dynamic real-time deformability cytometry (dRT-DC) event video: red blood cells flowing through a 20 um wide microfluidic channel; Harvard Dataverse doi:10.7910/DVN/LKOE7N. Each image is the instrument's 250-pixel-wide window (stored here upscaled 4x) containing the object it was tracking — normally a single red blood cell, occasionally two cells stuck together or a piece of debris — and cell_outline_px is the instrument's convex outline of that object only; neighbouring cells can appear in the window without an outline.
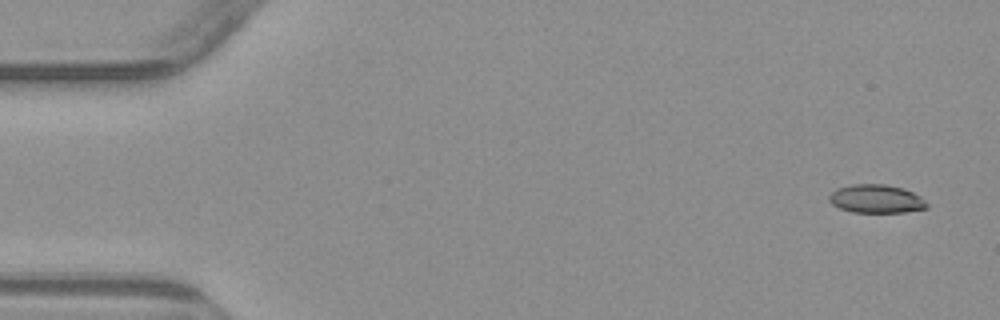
{"species": "common noctule bat (a hibernating species)", "species_latin": "Nyctalus noctula", "temperature_condition": "warm", "stored_images_in_passage": 6, "camera_frame_rate_fps": 3000, "um_per_image_px": 0.085, "animal": {"sex": "male", "body_mass_g": 23.1, "forearm_length_mm": 52.7}, "frame": {"image": 1, "passage_image": 1, "time_ms": 0.0, "image_size_px": [1000, 320], "cell_outline_px": [[928, 208], [904, 212], [852, 212], [840, 208], [832, 204], [828, 200], [828, 196], [836, 188], [852, 184], [884, 184], [904, 188], [920, 196], [928, 204]], "centroid_in_image_um": [74.47, 16.9], "position_along_channel_um": 10.5, "area_um2": 16.24}}
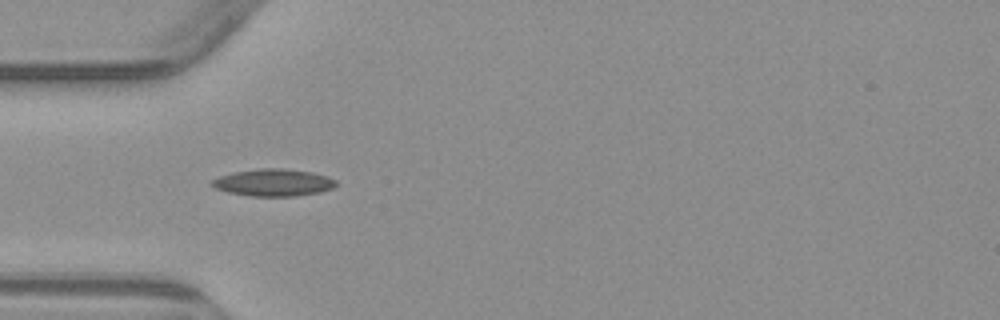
{"frame": {"image": 2, "passage_image": 5, "time_ms": 4.667, "image_size_px": [1000, 320], "cell_outline_px": [[336, 184], [332, 188], [320, 192], [296, 196], [252, 196], [228, 192], [216, 188], [212, 184], [212, 180], [220, 176], [232, 172], [260, 168], [284, 168], [312, 172], [328, 176], [336, 180]], "centroid_in_image_um": [23.27, 15.51], "position_along_channel_um": 61.7, "area_um2": 19.59}}
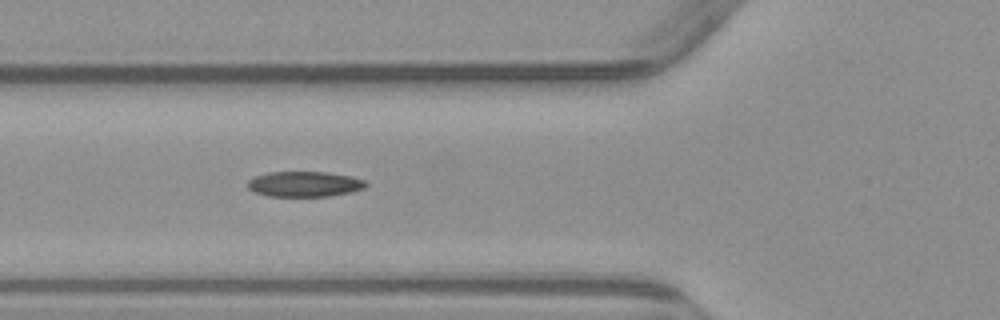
{"frame": {"image": 3, "passage_image": 6, "time_ms": 5.667, "image_size_px": [1000, 320], "cell_outline_px": [[368, 184], [364, 188], [352, 192], [328, 196], [268, 196], [252, 192], [248, 188], [248, 180], [256, 176], [268, 172], [328, 172], [352, 176], [364, 180]], "centroid_in_image_um": [25.88, 15.64], "position_along_channel_um": 99.9, "area_um2": 17.57}}